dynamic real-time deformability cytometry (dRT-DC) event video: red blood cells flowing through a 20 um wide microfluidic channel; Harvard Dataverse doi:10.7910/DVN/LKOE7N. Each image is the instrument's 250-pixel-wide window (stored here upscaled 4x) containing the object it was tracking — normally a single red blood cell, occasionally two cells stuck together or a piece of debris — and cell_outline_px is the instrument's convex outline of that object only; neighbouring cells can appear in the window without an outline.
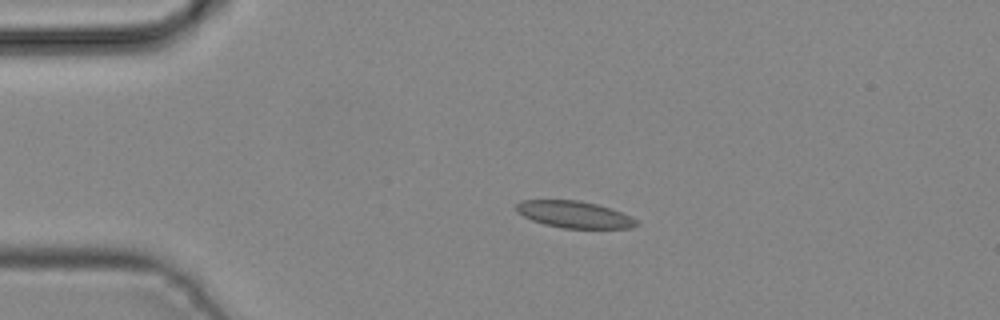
{"species": "common noctule bat (a hibernating species)", "species_latin": "Nyctalus noctula", "temperature_condition": "cold", "stored_images_in_passage": 4, "camera_frame_rate_fps": 3000, "um_per_image_px": 0.085, "animal": {"sex": "male", "body_mass_g": 19.2, "forearm_length_mm": 51.8}, "frame": {"image": 1, "passage_image": 2, "time_ms": 0.333, "image_size_px": [1000, 320], "cell_outline_px": [[640, 224], [632, 228], [564, 228], [544, 224], [532, 220], [516, 212], [516, 204], [520, 200], [576, 200], [596, 204], [620, 212], [636, 220]], "centroid_in_image_um": [48.77, 18.23], "position_along_channel_um": 36.2, "area_um2": 18.55}}
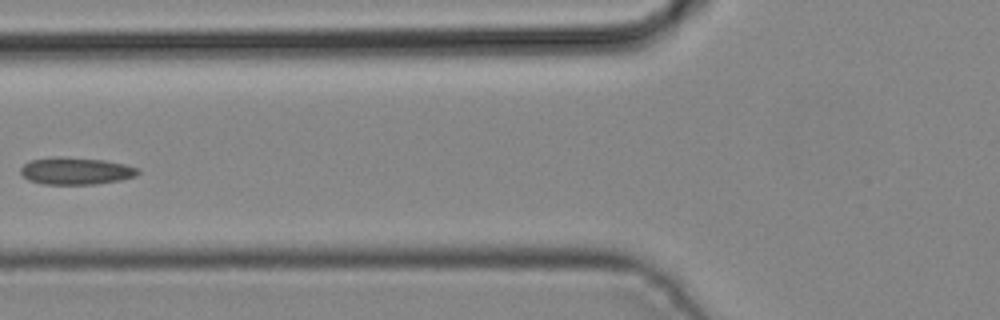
{"frame": {"image": 2, "passage_image": 4, "time_ms": 1.0, "image_size_px": [1000, 320], "cell_outline_px": [[140, 172], [136, 176], [120, 180], [96, 184], [44, 184], [28, 180], [20, 172], [20, 168], [28, 160], [52, 156], [60, 156], [104, 160], [124, 164], [140, 168]], "centroid_in_image_um": [6.44, 14.52], "position_along_channel_um": 119.4, "area_um2": 18.79}}